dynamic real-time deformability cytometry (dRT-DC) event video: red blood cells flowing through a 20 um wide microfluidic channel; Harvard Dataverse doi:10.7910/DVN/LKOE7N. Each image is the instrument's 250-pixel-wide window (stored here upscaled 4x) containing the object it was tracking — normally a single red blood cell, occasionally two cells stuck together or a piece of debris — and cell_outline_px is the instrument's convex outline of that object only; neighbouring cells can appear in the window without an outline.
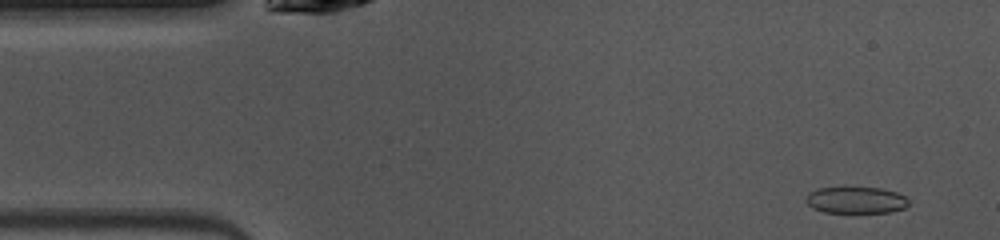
{"species": "common noctule bat (a hibernating species)", "species_latin": "Nyctalus noctula", "temperature_condition": "warm", "stored_images_in_passage": 47, "camera_frame_rate_fps": 3000, "um_per_image_px": 0.085, "animal": {"sex": "female", "body_mass_g": 10.0, "forearm_length_mm": 53.1}, "frame": {"image": 1, "passage_image": 2, "time_ms": 0.333, "image_size_px": [1000, 240], "cell_outline_px": [[908, 204], [904, 208], [888, 212], [824, 212], [812, 208], [804, 200], [808, 192], [816, 188], [844, 184], [880, 188], [896, 192], [904, 196], [908, 200]], "centroid_in_image_um": [72.66, 16.94], "position_along_channel_um": 12.3, "area_um2": 16.7}}
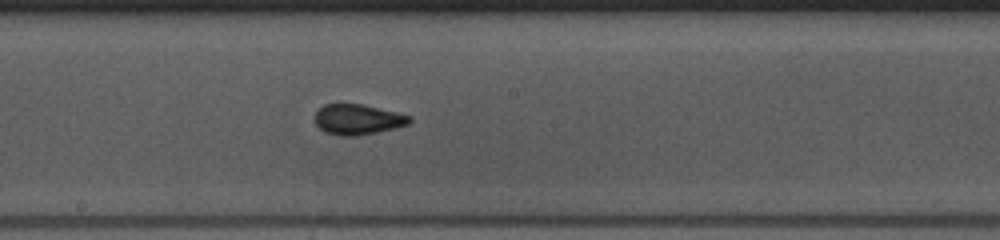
{"frame": {"image": 2, "passage_image": 23, "time_ms": 7.333, "image_size_px": [1000, 240], "cell_outline_px": [[412, 120], [408, 124], [396, 128], [356, 136], [340, 136], [324, 132], [316, 124], [316, 112], [324, 104], [364, 104], [412, 116]], "centroid_in_image_um": [30.43, 10.15], "position_along_channel_um": 217.8, "area_um2": 16.76}}
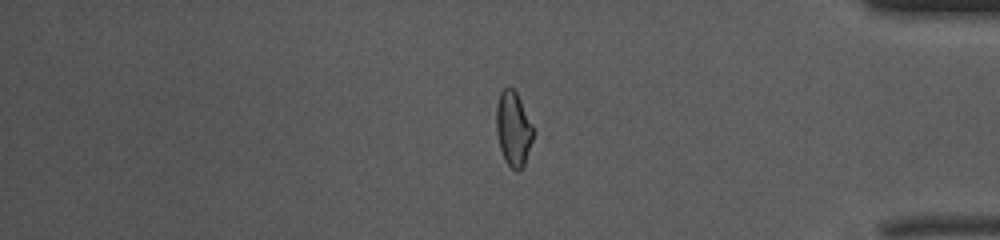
{"frame": {"image": 3, "passage_image": 38, "time_ms": 12.333, "image_size_px": [1000, 240], "cell_outline_px": [[532, 140], [524, 164], [516, 172], [504, 160], [500, 148], [496, 132], [496, 104], [500, 92], [504, 88], [512, 88], [516, 92], [532, 124]], "centroid_in_image_um": [43.6, 10.94], "position_along_channel_um": 391.6, "area_um2": 15.78}, "authors_computed_cell_mechanics": {"area_um2": 16.7042, "velocity_mm_per_s": 4.0768, "shape_relaxation_time_tau1_ms": 8.8883, "shape_relaxation_time_tau2_ms": 0.8432, "deformation_change_tau1": 0.1642, "deformation_change_tau2": 0.0588}}